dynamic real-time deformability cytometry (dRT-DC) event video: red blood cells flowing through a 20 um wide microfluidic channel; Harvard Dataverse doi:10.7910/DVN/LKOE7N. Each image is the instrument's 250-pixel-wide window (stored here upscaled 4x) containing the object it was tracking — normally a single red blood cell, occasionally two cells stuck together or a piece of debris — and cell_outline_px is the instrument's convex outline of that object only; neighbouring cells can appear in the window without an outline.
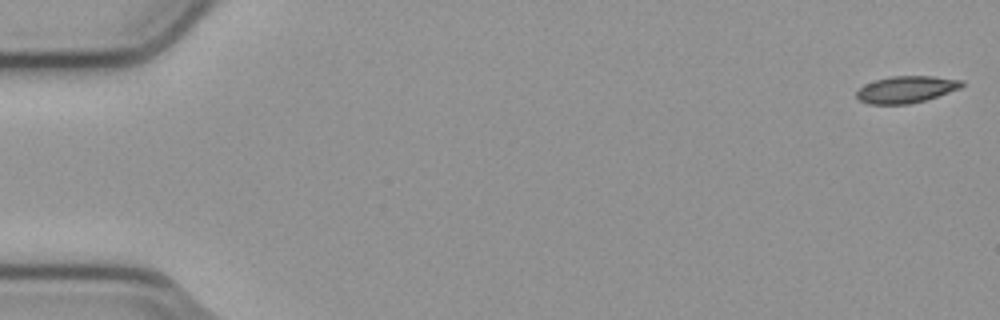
{"species": "common noctule bat (a hibernating species)", "species_latin": "Nyctalus noctula", "temperature_condition": "cold", "stored_images_in_passage": 54, "camera_frame_rate_fps": 3000, "um_per_image_px": 0.085, "animal": {"sex": "male", "body_mass_g": 23.1, "forearm_length_mm": 52.7}, "frame": {"image": 1, "passage_image": 1, "time_ms": 0.0, "image_size_px": [1000, 320], "cell_outline_px": [[964, 84], [960, 88], [924, 100], [908, 104], [868, 104], [860, 100], [856, 96], [856, 92], [864, 84], [876, 80], [892, 76], [932, 76], [964, 80]], "centroid_in_image_um": [77.01, 7.59], "position_along_channel_um": 8.0, "area_um2": 16.3}}
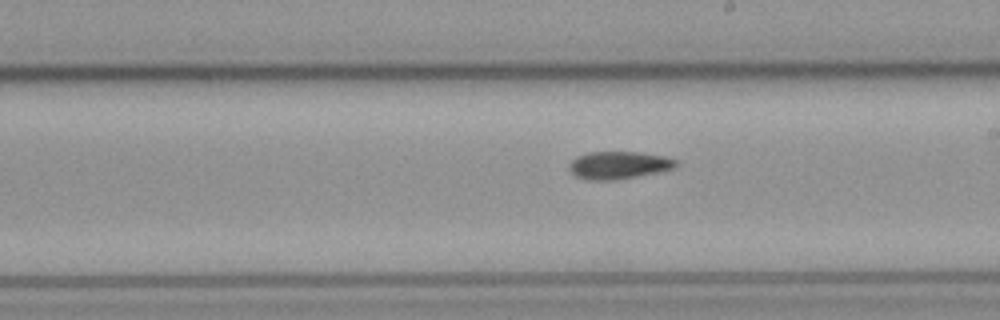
{"frame": {"image": 2, "passage_image": 31, "time_ms": 10.0, "image_size_px": [1000, 320], "cell_outline_px": [[680, 164], [672, 168], [656, 172], [636, 176], [612, 180], [588, 180], [576, 176], [568, 168], [568, 164], [576, 156], [588, 152], [640, 152], [664, 156], [676, 160]], "centroid_in_image_um": [52.55, 14.02], "position_along_channel_um": 236.4, "area_um2": 17.05}}
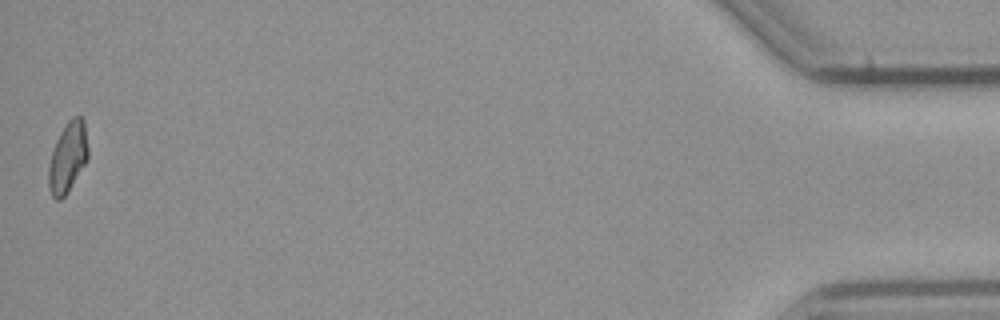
{"frame": {"image": 3, "passage_image": 54, "time_ms": 17.667, "image_size_px": [1000, 320], "cell_outline_px": [[88, 160], [68, 192], [60, 200], [56, 200], [52, 196], [48, 188], [48, 168], [52, 152], [56, 140], [68, 120], [72, 116], [84, 116], [88, 148]], "centroid_in_image_um": [5.77, 13.37], "position_along_channel_um": 429.4, "area_um2": 16.42}}